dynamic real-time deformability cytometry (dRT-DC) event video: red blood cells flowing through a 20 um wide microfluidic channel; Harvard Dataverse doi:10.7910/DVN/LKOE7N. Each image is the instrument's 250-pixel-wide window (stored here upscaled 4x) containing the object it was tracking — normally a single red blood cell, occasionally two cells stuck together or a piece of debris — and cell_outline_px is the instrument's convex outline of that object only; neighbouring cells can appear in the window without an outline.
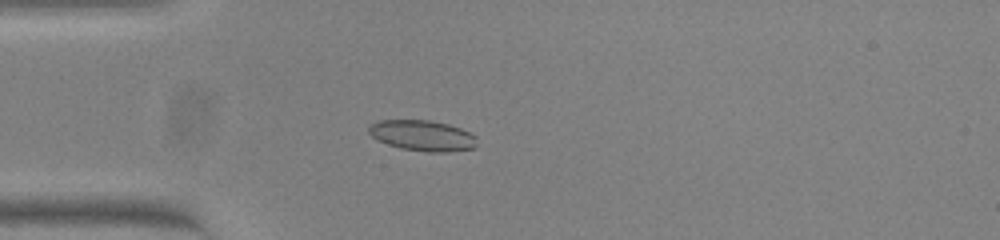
{"species": "common noctule bat (a hibernating species)", "species_latin": "Nyctalus noctula", "temperature_condition": "warm", "stored_images_in_passage": 40, "camera_frame_rate_fps": 3000, "um_per_image_px": 0.085, "animal": {"sex": "female", "body_mass_g": 23.0, "forearm_length_mm": 53.4}, "frame": {"image": 1, "passage_image": 1, "time_ms": 0.0, "image_size_px": [1000, 240], "cell_outline_px": [[476, 148], [448, 152], [428, 152], [400, 148], [376, 140], [368, 132], [368, 128], [372, 124], [380, 120], [432, 120], [448, 124], [460, 128], [476, 136]], "centroid_in_image_um": [35.92, 11.53], "position_along_channel_um": 49.1, "area_um2": 19.42}}
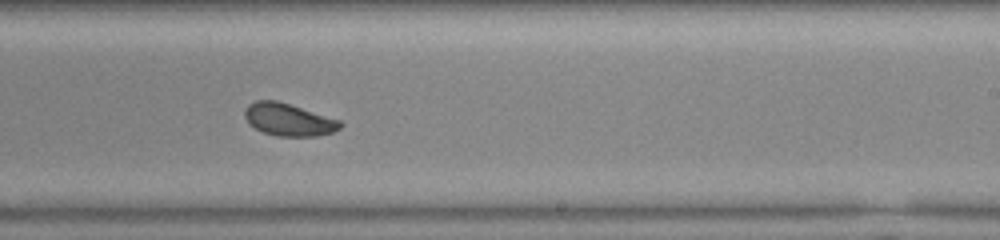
{"frame": {"image": 2, "passage_image": 19, "time_ms": 6.0, "image_size_px": [1000, 240], "cell_outline_px": [[344, 124], [340, 128], [332, 132], [316, 136], [276, 136], [264, 132], [248, 124], [244, 116], [244, 108], [248, 104], [256, 100], [276, 100], [340, 120]], "centroid_in_image_um": [24.5, 10.16], "position_along_channel_um": 264.5, "area_um2": 18.03}}
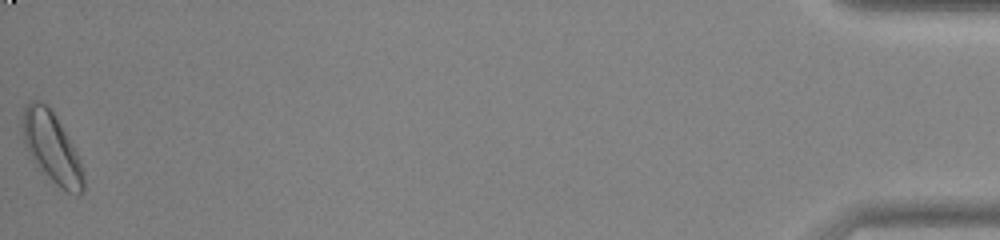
{"frame": {"image": 3, "passage_image": 40, "time_ms": 13.0, "image_size_px": [1000, 240], "cell_outline_px": [[84, 188], [80, 196], [76, 196], [60, 188], [32, 160], [24, 144], [24, 108], [32, 100], [40, 100], [48, 104], [56, 116], [76, 152], [80, 160], [84, 176]], "centroid_in_image_um": [4.43, 12.56], "position_along_channel_um": 430.8, "area_um2": 24.62}, "authors_computed_cell_mechanics": {"area_um2": 18.7561, "velocity_mm_per_s": 3.8118, "shape_relaxation_time_tau1_ms": null, "shape_relaxation_time_tau2_ms": 1.7904, "deformation_change_tau1": null, "deformation_change_tau2": 0.0663}}